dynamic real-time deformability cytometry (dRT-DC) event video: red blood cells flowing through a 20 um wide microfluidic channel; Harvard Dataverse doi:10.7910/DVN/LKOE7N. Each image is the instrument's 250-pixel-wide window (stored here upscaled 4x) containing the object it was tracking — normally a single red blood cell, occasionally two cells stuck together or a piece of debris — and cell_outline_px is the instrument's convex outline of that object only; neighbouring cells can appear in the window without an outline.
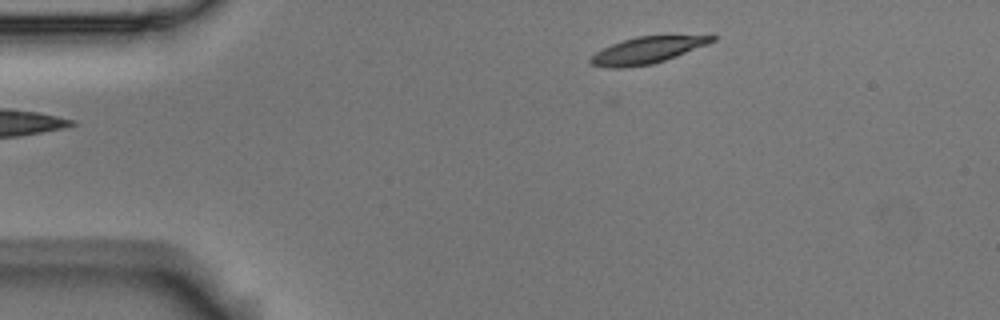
{"species": "Egyptian fruit bat (a non-hibernating species)", "species_latin": "Rousettus aegyptiacus", "temperature_condition": "room temperature", "stored_images_in_passage": 2, "segment_of_instrument_passage": [2, 2], "camera_frame_rate_fps": 3000, "um_per_image_px": 0.085, "animal": {"sex": "male"}, "frame": {"image": 1, "passage_image": 2, "time_ms": 0.333, "image_size_px": [1000, 320], "cell_outline_px": [[716, 40], [708, 44], [676, 56], [652, 64], [624, 68], [616, 68], [592, 64], [588, 60], [596, 52], [612, 44], [636, 36], [716, 36]], "centroid_in_image_um": [55.0, 4.27], "position_along_channel_um": 30.0, "area_um2": 18.38}}